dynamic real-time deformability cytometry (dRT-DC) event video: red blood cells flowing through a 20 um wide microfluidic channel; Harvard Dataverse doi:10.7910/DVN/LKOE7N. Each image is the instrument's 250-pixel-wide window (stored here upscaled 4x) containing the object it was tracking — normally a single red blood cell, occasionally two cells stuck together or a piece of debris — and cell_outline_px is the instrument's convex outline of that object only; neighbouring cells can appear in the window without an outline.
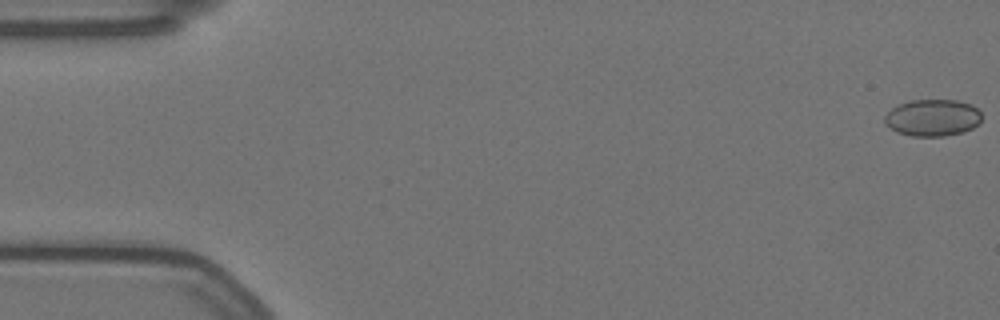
{"species": "Egyptian fruit bat (a non-hibernating species)", "species_latin": "Rousettus aegyptiacus", "temperature_condition": "warm", "stored_images_in_passage": 58, "camera_frame_rate_fps": 3000, "um_per_image_px": 0.085, "animal": {"sex": "female"}, "frame": {"image": 1, "passage_image": 1, "time_ms": 0.0, "image_size_px": [1000, 320], "cell_outline_px": [[980, 124], [964, 132], [944, 136], [912, 136], [896, 132], [884, 124], [884, 116], [892, 108], [900, 104], [912, 100], [956, 100], [972, 104], [980, 112]], "centroid_in_image_um": [79.26, 10.01], "position_along_channel_um": 5.7, "area_um2": 20.92}}
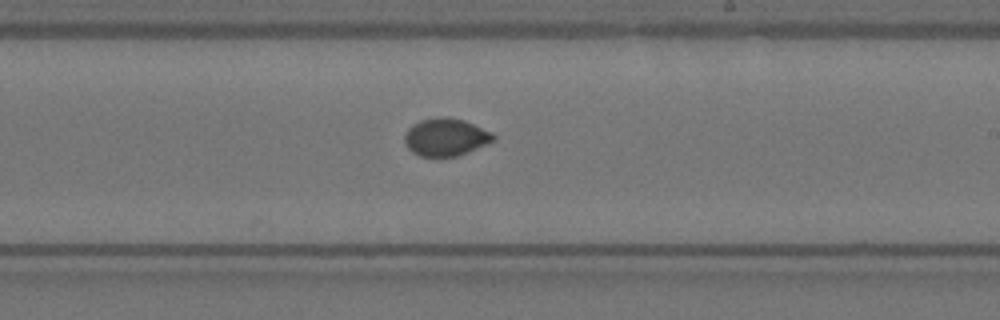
{"frame": {"image": 2, "passage_image": 34, "time_ms": 11.0, "image_size_px": [1000, 320], "cell_outline_px": [[496, 140], [468, 152], [456, 156], [420, 156], [412, 152], [404, 144], [404, 132], [412, 124], [420, 120], [440, 116], [444, 116], [464, 120], [492, 132], [496, 136]], "centroid_in_image_um": [37.87, 11.64], "position_along_channel_um": 251.1, "area_um2": 19.65}}
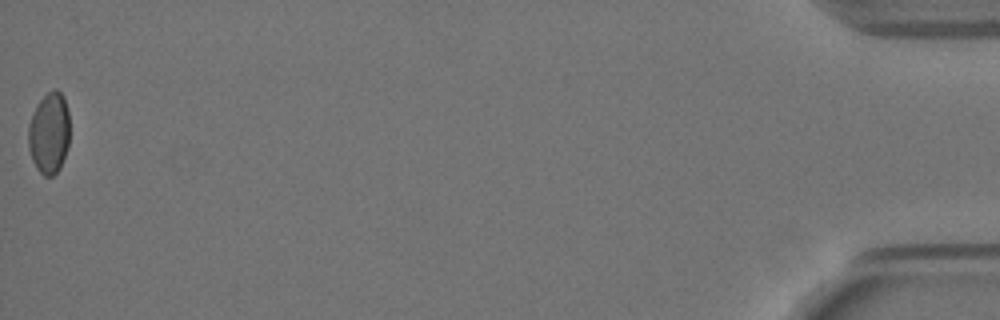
{"frame": {"image": 3, "passage_image": 58, "time_ms": 19.0, "image_size_px": [1000, 320], "cell_outline_px": [[68, 144], [60, 168], [52, 176], [44, 176], [36, 168], [32, 160], [28, 148], [28, 124], [32, 112], [36, 104], [52, 88], [56, 88], [64, 96], [68, 108]], "centroid_in_image_um": [4.15, 11.28], "position_along_channel_um": 431.0, "area_um2": 19.83}}